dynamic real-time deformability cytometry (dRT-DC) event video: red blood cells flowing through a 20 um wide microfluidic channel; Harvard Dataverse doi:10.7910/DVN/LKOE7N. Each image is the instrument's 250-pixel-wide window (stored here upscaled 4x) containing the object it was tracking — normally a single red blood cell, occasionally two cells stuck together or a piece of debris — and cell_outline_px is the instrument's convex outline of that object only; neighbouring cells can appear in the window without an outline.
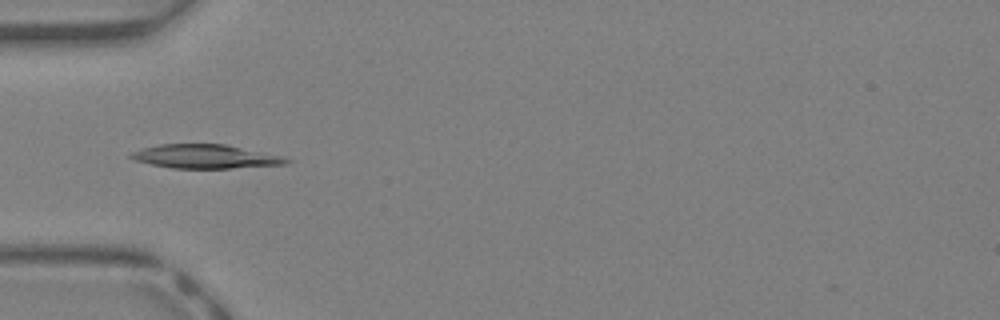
{"species": "Egyptian fruit bat (a non-hibernating species)", "species_latin": "Rousettus aegyptiacus", "temperature_condition": "warm", "stored_images_in_passage": 42, "camera_frame_rate_fps": 3000, "um_per_image_px": 0.085, "animal": {"sex": "female"}, "frame": {"image": 1, "passage_image": 14, "time_ms": 4.333, "image_size_px": [1000, 320], "cell_outline_px": [[292, 160], [284, 164], [232, 168], [172, 168], [152, 164], [136, 160], [128, 156], [132, 152], [144, 148], [160, 144], [224, 144], [280, 156]], "centroid_in_image_um": [17.42, 13.3], "position_along_channel_um": 67.6, "area_um2": 21.1}}
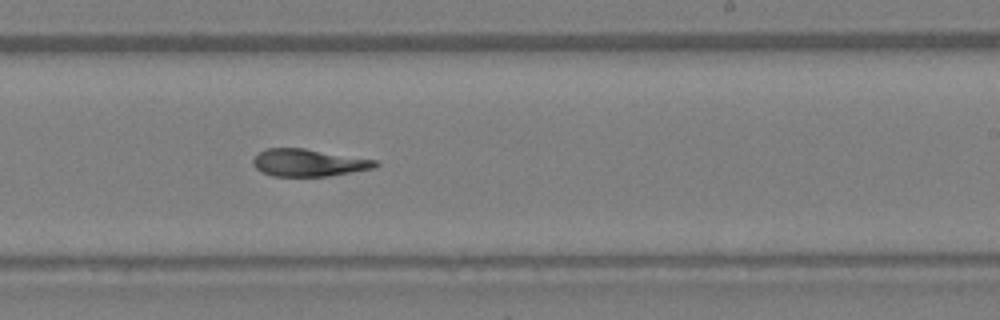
{"frame": {"image": 2, "passage_image": 26, "time_ms": 8.333, "image_size_px": [1000, 320], "cell_outline_px": [[380, 164], [372, 168], [328, 176], [272, 176], [260, 172], [252, 164], [252, 160], [260, 152], [268, 148], [304, 148], [376, 160]], "centroid_in_image_um": [26.18, 13.83], "position_along_channel_um": 262.8, "area_um2": 19.31}}
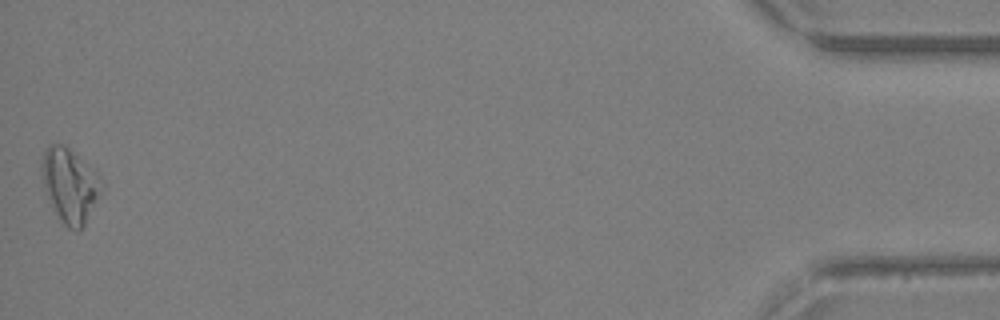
{"frame": {"image": 3, "passage_image": 42, "time_ms": 13.667, "image_size_px": [1000, 320], "cell_outline_px": [[104, 188], [84, 224], [76, 232], [68, 228], [60, 220], [44, 188], [40, 172], [40, 160], [44, 148], [48, 144], [64, 144], [96, 168], [100, 176]], "centroid_in_image_um": [5.94, 15.67], "position_along_channel_um": 429.3, "area_um2": 26.36}, "authors_computed_cell_mechanics": {"area_um2": 20.6924, "velocity_mm_per_s": 4.9113, "shape_relaxation_time_tau1_ms": null, "shape_relaxation_time_tau2_ms": 6.3452, "deformation_change_tau1": null, "deformation_change_tau2": 0.1766}}